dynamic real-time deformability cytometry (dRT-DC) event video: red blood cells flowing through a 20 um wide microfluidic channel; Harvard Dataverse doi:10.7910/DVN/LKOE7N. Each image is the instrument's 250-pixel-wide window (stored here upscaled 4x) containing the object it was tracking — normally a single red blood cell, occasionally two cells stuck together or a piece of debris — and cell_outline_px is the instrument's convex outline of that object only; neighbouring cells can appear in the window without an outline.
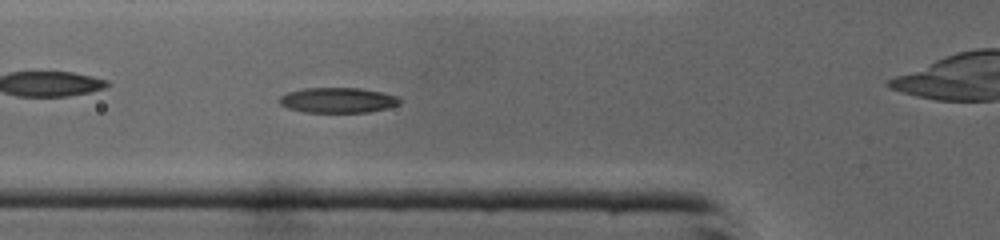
{"species": "common noctule bat (a hibernating species)", "species_latin": "Nyctalus noctula", "temperature_condition": "cold", "stored_images_in_passage": 45, "camera_frame_rate_fps": 3000, "um_per_image_px": 0.085, "animal": {"sex": "male", "body_mass_g": 19.0, "forearm_length_mm": 50.8}, "frame": {"image": 1, "passage_image": 14, "time_ms": 4.333, "image_size_px": [1000, 240], "cell_outline_px": [[404, 100], [400, 104], [388, 108], [368, 112], [304, 112], [288, 108], [280, 104], [280, 96], [288, 92], [304, 88], [360, 88], [380, 92], [396, 96]], "centroid_in_image_um": [28.74, 8.52], "position_along_channel_um": 97.1, "area_um2": 17.69}}
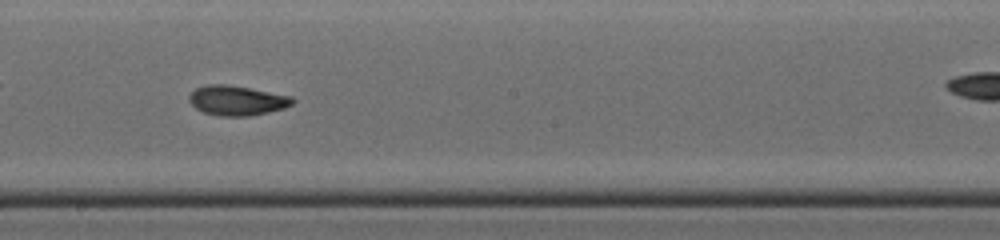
{"frame": {"image": 2, "passage_image": 23, "time_ms": 7.333, "image_size_px": [1000, 240], "cell_outline_px": [[296, 100], [292, 104], [284, 108], [268, 112], [248, 116], [220, 116], [204, 112], [196, 108], [188, 100], [188, 96], [196, 88], [208, 84], [224, 84], [248, 88], [292, 96]], "centroid_in_image_um": [20.14, 8.54], "position_along_channel_um": 228.1, "area_um2": 17.8}}
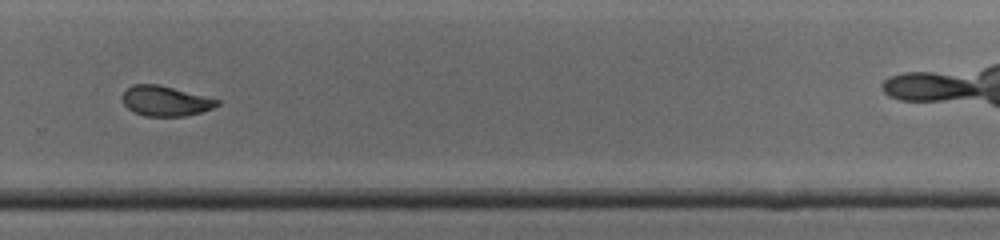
{"frame": {"image": 3, "passage_image": 29, "time_ms": 9.333, "image_size_px": [1000, 240], "cell_outline_px": [[220, 104], [212, 108], [200, 112], [184, 116], [144, 116], [132, 112], [124, 104], [120, 96], [132, 84], [156, 84], [220, 100]], "centroid_in_image_um": [14.01, 8.59], "position_along_channel_um": 315.8, "area_um2": 16.47}, "authors_computed_cell_mechanics": {"area_um2": 17.5134, "velocity_mm_per_s": 4.3726, "shape_relaxation_time_tau1_ms": 6.7039, "shape_relaxation_time_tau2_ms": 4.8468, "deformation_change_tau1": 0.2319, "deformation_change_tau2": 0.0987}}